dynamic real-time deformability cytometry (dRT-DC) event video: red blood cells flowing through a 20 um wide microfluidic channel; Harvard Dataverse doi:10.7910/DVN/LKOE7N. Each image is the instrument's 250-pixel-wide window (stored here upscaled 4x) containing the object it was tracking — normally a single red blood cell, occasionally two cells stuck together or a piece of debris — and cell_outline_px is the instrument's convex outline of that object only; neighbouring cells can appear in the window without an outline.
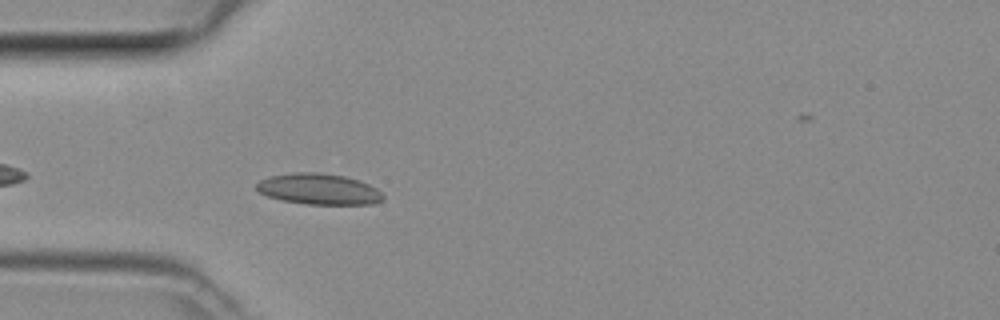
{"species": "common noctule bat (a hibernating species)", "species_latin": "Nyctalus noctula", "temperature_condition": "room temperature", "stored_images_in_passage": 38, "camera_frame_rate_fps": 3000, "um_per_image_px": 0.085, "animal": {"sex": "female", "body_mass_g": 29.2, "forearm_length_mm": 56.3}, "frame": {"image": 1, "passage_image": 3, "time_ms": 0.667, "image_size_px": [1000, 320], "cell_outline_px": [[384, 200], [372, 204], [304, 204], [284, 200], [268, 196], [260, 192], [256, 188], [256, 184], [260, 180], [268, 176], [296, 172], [316, 172], [344, 176], [368, 184], [376, 188], [384, 196]], "centroid_in_image_um": [27.09, 16.07], "position_along_channel_um": 57.9, "area_um2": 22.66}}
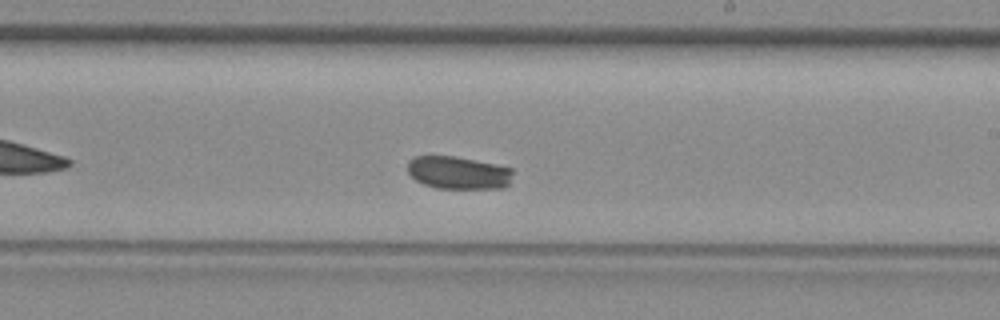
{"frame": {"image": 2, "passage_image": 17, "time_ms": 5.333, "image_size_px": [1000, 320], "cell_outline_px": [[512, 172], [508, 184], [504, 188], [436, 188], [424, 184], [416, 180], [408, 172], [408, 160], [416, 156], [452, 156], [496, 164], [512, 168]], "centroid_in_image_um": [38.94, 14.68], "position_along_channel_um": 250.1, "area_um2": 19.94}}
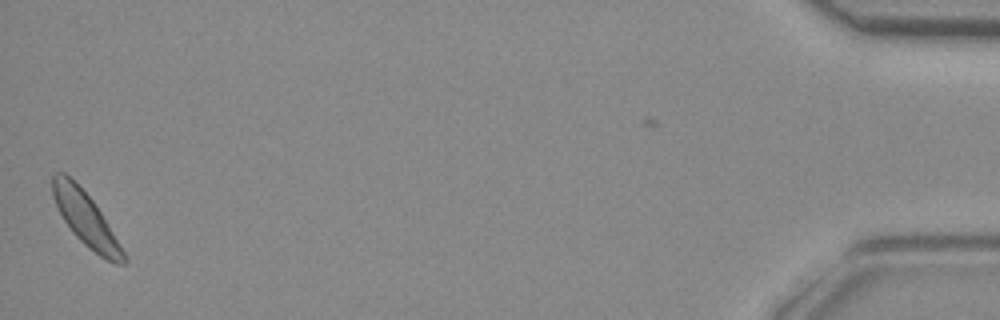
{"frame": {"image": 3, "passage_image": 37, "time_ms": 12.0, "image_size_px": [1000, 320], "cell_outline_px": [[128, 260], [124, 264], [116, 264], [100, 256], [88, 248], [72, 232], [64, 220], [52, 196], [52, 176], [56, 172], [64, 172], [92, 200], [100, 212], [124, 252]], "centroid_in_image_um": [7.27, 18.63], "position_along_channel_um": 427.9, "area_um2": 21.44}}